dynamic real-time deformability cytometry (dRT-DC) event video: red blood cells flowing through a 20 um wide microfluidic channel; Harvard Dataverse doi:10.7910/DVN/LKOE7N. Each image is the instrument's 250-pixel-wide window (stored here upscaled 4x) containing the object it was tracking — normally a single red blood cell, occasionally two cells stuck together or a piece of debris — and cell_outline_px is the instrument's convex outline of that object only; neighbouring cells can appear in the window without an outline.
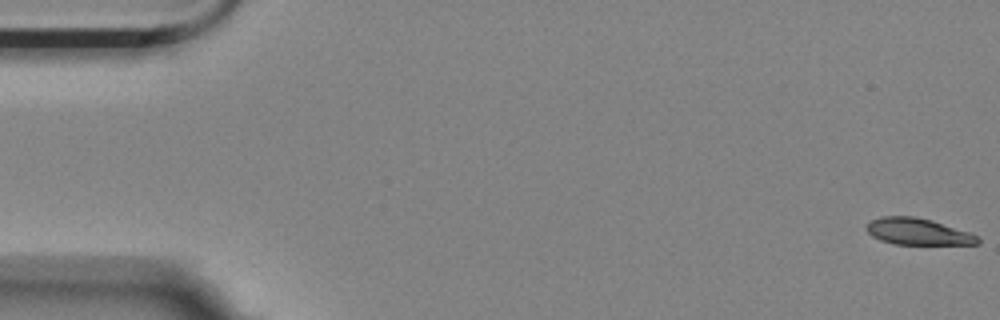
{"species": "Egyptian fruit bat (a non-hibernating species)", "species_latin": "Rousettus aegyptiacus", "temperature_condition": "room temperature", "stored_images_in_passage": 7, "camera_frame_rate_fps": 3000, "um_per_image_px": 0.085, "animal": {"sex": "female"}, "frame": {"image": 1, "passage_image": 1, "time_ms": 0.0, "image_size_px": [1000, 320], "cell_outline_px": [[980, 244], [896, 244], [880, 240], [872, 236], [864, 228], [872, 220], [880, 216], [912, 216], [932, 220], [980, 236]], "centroid_in_image_um": [78.02, 19.68], "position_along_channel_um": 7.0, "area_um2": 17.17}}
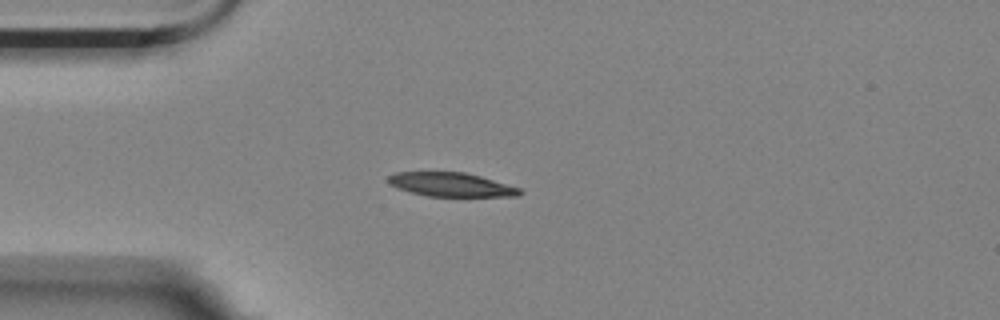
{"frame": {"image": 2, "passage_image": 5, "time_ms": 1.333, "image_size_px": [1000, 320], "cell_outline_px": [[524, 192], [520, 196], [428, 196], [396, 188], [388, 184], [388, 176], [396, 172], [464, 172], [480, 176], [520, 188]], "centroid_in_image_um": [38.34, 15.69], "position_along_channel_um": 46.7, "area_um2": 18.26}}
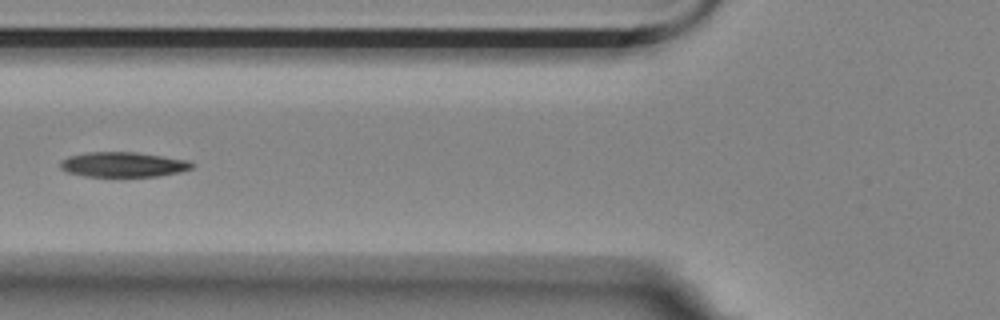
{"frame": {"image": 3, "passage_image": 7, "time_ms": 2.0, "image_size_px": [1000, 320], "cell_outline_px": [[196, 164], [192, 168], [180, 172], [160, 176], [84, 176], [68, 172], [60, 168], [60, 160], [68, 156], [88, 152], [136, 152], [184, 160]], "centroid_in_image_um": [10.43, 13.98], "position_along_channel_um": 115.4, "area_um2": 19.02}}